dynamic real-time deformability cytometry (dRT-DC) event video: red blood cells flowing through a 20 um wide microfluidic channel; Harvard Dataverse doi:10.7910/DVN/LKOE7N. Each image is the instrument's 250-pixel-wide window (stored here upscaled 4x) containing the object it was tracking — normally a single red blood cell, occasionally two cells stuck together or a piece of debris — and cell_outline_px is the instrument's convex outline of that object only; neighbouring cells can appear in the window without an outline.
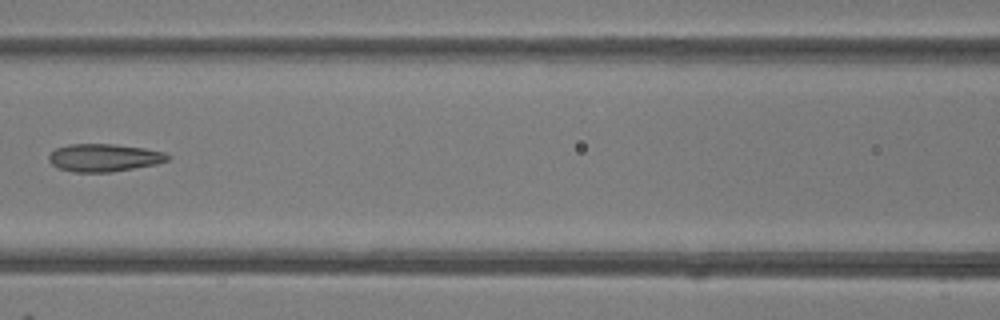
{"species": "common noctule bat (a hibernating species)", "species_latin": "Nyctalus noctula", "temperature_condition": "room temperature", "stored_images_in_passage": 7, "camera_frame_rate_fps": 3000, "um_per_image_px": 0.085, "animal": {"sex": "female"}, "frame": {"image": 1, "passage_image": 6, "time_ms": 5.667, "image_size_px": [1000, 320], "cell_outline_px": [[172, 156], [168, 160], [156, 164], [112, 172], [72, 172], [60, 168], [52, 164], [48, 160], [48, 156], [56, 148], [68, 144], [112, 144], [144, 148], [164, 152]], "centroid_in_image_um": [8.85, 13.4], "position_along_channel_um": 157.8, "area_um2": 19.19}}
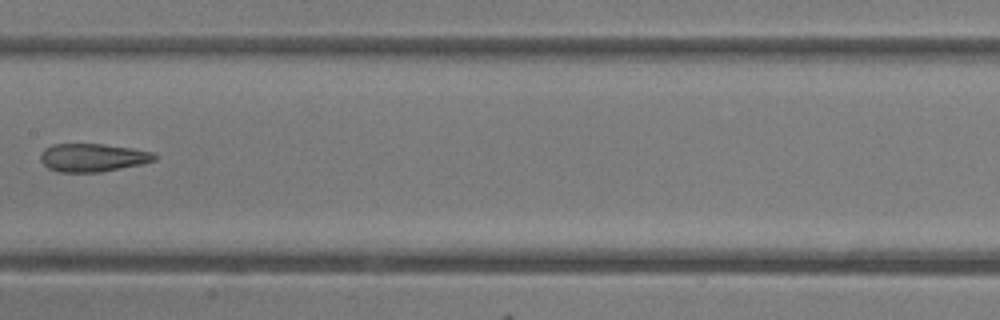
{"frame": {"image": 2, "passage_image": 7, "time_ms": 6.667, "image_size_px": [1000, 320], "cell_outline_px": [[156, 160], [140, 164], [100, 172], [60, 172], [48, 168], [40, 160], [40, 156], [44, 148], [52, 144], [104, 144], [132, 148], [152, 152], [156, 156]], "centroid_in_image_um": [7.85, 13.39], "position_along_channel_um": 199.5, "area_um2": 18.61}}